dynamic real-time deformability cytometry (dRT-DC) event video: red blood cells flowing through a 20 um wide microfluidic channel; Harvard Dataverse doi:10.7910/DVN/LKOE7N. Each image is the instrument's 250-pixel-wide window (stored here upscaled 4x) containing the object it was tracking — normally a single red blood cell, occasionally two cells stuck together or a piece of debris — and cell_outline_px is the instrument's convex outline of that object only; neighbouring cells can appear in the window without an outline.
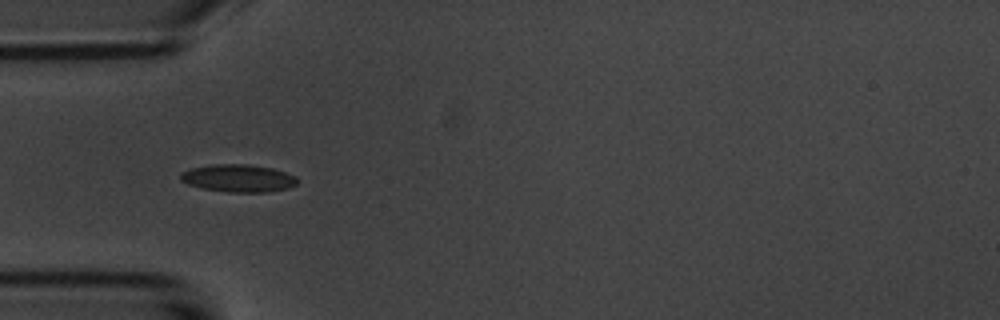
{"species": "common noctule bat (a hibernating species)", "species_latin": "Nyctalus noctula", "temperature_condition": "room temperature", "stored_images_in_passage": 4, "camera_frame_rate_fps": 3000, "um_per_image_px": 0.085, "animal": {"sex": "male", "body_mass_g": 20.1, "forearm_length_mm": 53.5}, "frame": {"image": 1, "passage_image": 2, "time_ms": 1.333, "image_size_px": [1000, 320], "cell_outline_px": [[296, 184], [288, 188], [268, 192], [228, 192], [204, 188], [188, 184], [180, 180], [180, 172], [192, 168], [212, 164], [248, 164], [272, 168], [296, 176]], "centroid_in_image_um": [20.24, 15.14], "position_along_channel_um": 64.8, "area_um2": 18.67}}
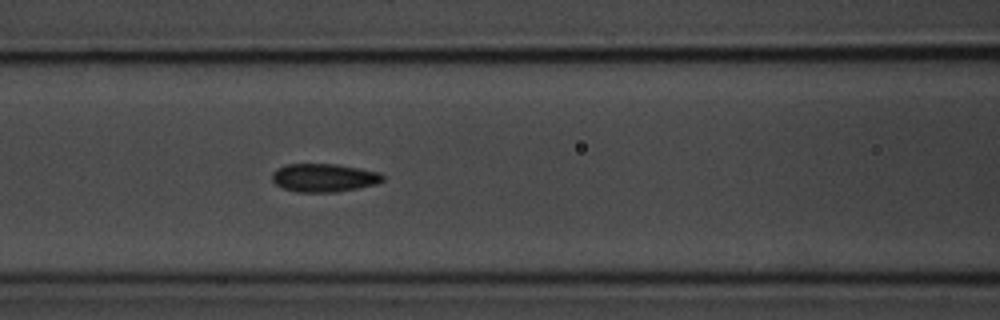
{"frame": {"image": 2, "passage_image": 4, "time_ms": 3.333, "image_size_px": [1000, 320], "cell_outline_px": [[384, 180], [376, 184], [336, 192], [296, 192], [284, 188], [276, 184], [272, 180], [272, 172], [276, 168], [284, 164], [336, 164], [380, 172], [384, 176]], "centroid_in_image_um": [27.51, 15.1], "position_along_channel_um": 139.1, "area_um2": 18.26}}